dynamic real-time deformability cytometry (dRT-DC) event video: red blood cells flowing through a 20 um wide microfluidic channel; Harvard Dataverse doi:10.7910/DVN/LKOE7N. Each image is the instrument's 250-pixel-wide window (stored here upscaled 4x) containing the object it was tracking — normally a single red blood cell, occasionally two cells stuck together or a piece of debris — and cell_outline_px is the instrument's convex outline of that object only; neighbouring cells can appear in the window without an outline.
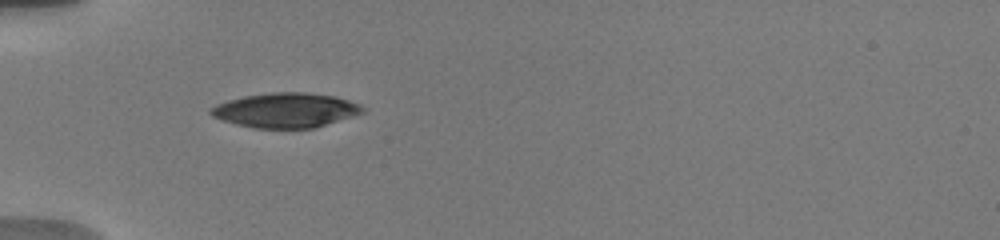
{"species": "human", "species_latin": "Homo sapiens", "temperature_condition": "warm", "stored_images_in_passage": 11, "camera_frame_rate_fps": 3000, "um_per_image_px": 0.085, "donor": {"sex": "male"}, "frame": {"image": 1, "passage_image": 1, "time_ms": 0.0, "image_size_px": [1000, 240], "cell_outline_px": [[364, 112], [316, 128], [256, 128], [236, 124], [212, 116], [208, 112], [208, 108], [216, 104], [228, 100], [244, 96], [272, 92], [308, 92], [336, 96], [360, 104], [364, 108]], "centroid_in_image_um": [24.28, 9.36], "position_along_channel_um": 60.7, "area_um2": 30.75}}
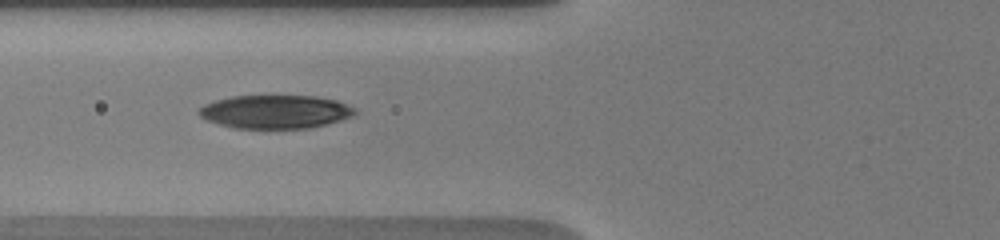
{"frame": {"image": 2, "passage_image": 10, "time_ms": 1.333, "image_size_px": [1000, 240], "cell_outline_px": [[356, 112], [352, 116], [340, 120], [308, 128], [232, 128], [204, 120], [196, 112], [204, 104], [216, 100], [232, 96], [316, 96], [336, 100], [356, 108]], "centroid_in_image_um": [23.36, 9.5], "position_along_channel_um": 102.4, "area_um2": 30.4}}